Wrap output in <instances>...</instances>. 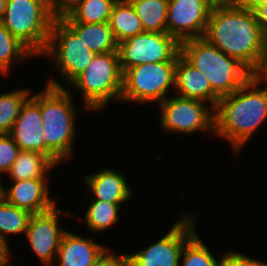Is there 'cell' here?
<instances>
[{"label": "cell", "mask_w": 267, "mask_h": 266, "mask_svg": "<svg viewBox=\"0 0 267 266\" xmlns=\"http://www.w3.org/2000/svg\"><path fill=\"white\" fill-rule=\"evenodd\" d=\"M141 19L145 32H167L169 0H128Z\"/></svg>", "instance_id": "cell-22"}, {"label": "cell", "mask_w": 267, "mask_h": 266, "mask_svg": "<svg viewBox=\"0 0 267 266\" xmlns=\"http://www.w3.org/2000/svg\"><path fill=\"white\" fill-rule=\"evenodd\" d=\"M181 55L208 79L220 98L237 91L251 78V71L245 65L204 37L182 42Z\"/></svg>", "instance_id": "cell-4"}, {"label": "cell", "mask_w": 267, "mask_h": 266, "mask_svg": "<svg viewBox=\"0 0 267 266\" xmlns=\"http://www.w3.org/2000/svg\"><path fill=\"white\" fill-rule=\"evenodd\" d=\"M122 72L139 64L177 61L181 43L167 32H143L118 43Z\"/></svg>", "instance_id": "cell-9"}, {"label": "cell", "mask_w": 267, "mask_h": 266, "mask_svg": "<svg viewBox=\"0 0 267 266\" xmlns=\"http://www.w3.org/2000/svg\"><path fill=\"white\" fill-rule=\"evenodd\" d=\"M91 202L85 213V221L89 229L101 232L119 220L118 211L122 203H111L97 199H92Z\"/></svg>", "instance_id": "cell-27"}, {"label": "cell", "mask_w": 267, "mask_h": 266, "mask_svg": "<svg viewBox=\"0 0 267 266\" xmlns=\"http://www.w3.org/2000/svg\"><path fill=\"white\" fill-rule=\"evenodd\" d=\"M96 54H104L118 50V43L108 22L79 23L65 22Z\"/></svg>", "instance_id": "cell-19"}, {"label": "cell", "mask_w": 267, "mask_h": 266, "mask_svg": "<svg viewBox=\"0 0 267 266\" xmlns=\"http://www.w3.org/2000/svg\"><path fill=\"white\" fill-rule=\"evenodd\" d=\"M70 84L80 89L85 109L99 111L110 100H121L123 72L118 51L96 54L87 68Z\"/></svg>", "instance_id": "cell-5"}, {"label": "cell", "mask_w": 267, "mask_h": 266, "mask_svg": "<svg viewBox=\"0 0 267 266\" xmlns=\"http://www.w3.org/2000/svg\"><path fill=\"white\" fill-rule=\"evenodd\" d=\"M41 55L53 58L60 74L71 83L87 68L96 53L63 20H54L47 47Z\"/></svg>", "instance_id": "cell-8"}, {"label": "cell", "mask_w": 267, "mask_h": 266, "mask_svg": "<svg viewBox=\"0 0 267 266\" xmlns=\"http://www.w3.org/2000/svg\"><path fill=\"white\" fill-rule=\"evenodd\" d=\"M20 149L10 134H0V174L8 173Z\"/></svg>", "instance_id": "cell-29"}, {"label": "cell", "mask_w": 267, "mask_h": 266, "mask_svg": "<svg viewBox=\"0 0 267 266\" xmlns=\"http://www.w3.org/2000/svg\"><path fill=\"white\" fill-rule=\"evenodd\" d=\"M59 213H62V210L57 209L55 205L49 211L32 214L26 230L25 235L32 251L45 266H49L54 258H57L61 239L66 232L58 225Z\"/></svg>", "instance_id": "cell-13"}, {"label": "cell", "mask_w": 267, "mask_h": 266, "mask_svg": "<svg viewBox=\"0 0 267 266\" xmlns=\"http://www.w3.org/2000/svg\"><path fill=\"white\" fill-rule=\"evenodd\" d=\"M183 257V258H182ZM180 259L182 266H220L208 247L195 233L184 245Z\"/></svg>", "instance_id": "cell-28"}, {"label": "cell", "mask_w": 267, "mask_h": 266, "mask_svg": "<svg viewBox=\"0 0 267 266\" xmlns=\"http://www.w3.org/2000/svg\"><path fill=\"white\" fill-rule=\"evenodd\" d=\"M33 53L0 22V72L8 74L11 63L33 57Z\"/></svg>", "instance_id": "cell-25"}, {"label": "cell", "mask_w": 267, "mask_h": 266, "mask_svg": "<svg viewBox=\"0 0 267 266\" xmlns=\"http://www.w3.org/2000/svg\"><path fill=\"white\" fill-rule=\"evenodd\" d=\"M215 0H169L167 33L180 43L204 37Z\"/></svg>", "instance_id": "cell-12"}, {"label": "cell", "mask_w": 267, "mask_h": 266, "mask_svg": "<svg viewBox=\"0 0 267 266\" xmlns=\"http://www.w3.org/2000/svg\"><path fill=\"white\" fill-rule=\"evenodd\" d=\"M264 35L267 34V0H255L251 4Z\"/></svg>", "instance_id": "cell-33"}, {"label": "cell", "mask_w": 267, "mask_h": 266, "mask_svg": "<svg viewBox=\"0 0 267 266\" xmlns=\"http://www.w3.org/2000/svg\"><path fill=\"white\" fill-rule=\"evenodd\" d=\"M50 80L40 92V112L45 140V155L56 165L73 155L75 108L71 93Z\"/></svg>", "instance_id": "cell-3"}, {"label": "cell", "mask_w": 267, "mask_h": 266, "mask_svg": "<svg viewBox=\"0 0 267 266\" xmlns=\"http://www.w3.org/2000/svg\"><path fill=\"white\" fill-rule=\"evenodd\" d=\"M46 6L54 20H62L69 16L81 0H45Z\"/></svg>", "instance_id": "cell-30"}, {"label": "cell", "mask_w": 267, "mask_h": 266, "mask_svg": "<svg viewBox=\"0 0 267 266\" xmlns=\"http://www.w3.org/2000/svg\"><path fill=\"white\" fill-rule=\"evenodd\" d=\"M220 266H267V263L255 260L242 253L231 251L222 257Z\"/></svg>", "instance_id": "cell-31"}, {"label": "cell", "mask_w": 267, "mask_h": 266, "mask_svg": "<svg viewBox=\"0 0 267 266\" xmlns=\"http://www.w3.org/2000/svg\"><path fill=\"white\" fill-rule=\"evenodd\" d=\"M263 36L250 4L223 1L214 4L204 38L252 71L261 56Z\"/></svg>", "instance_id": "cell-1"}, {"label": "cell", "mask_w": 267, "mask_h": 266, "mask_svg": "<svg viewBox=\"0 0 267 266\" xmlns=\"http://www.w3.org/2000/svg\"><path fill=\"white\" fill-rule=\"evenodd\" d=\"M108 23L117 43L145 32L141 19L128 0H117L112 8Z\"/></svg>", "instance_id": "cell-20"}, {"label": "cell", "mask_w": 267, "mask_h": 266, "mask_svg": "<svg viewBox=\"0 0 267 266\" xmlns=\"http://www.w3.org/2000/svg\"><path fill=\"white\" fill-rule=\"evenodd\" d=\"M256 85L251 77L237 91L221 97L214 109V134L226 138L235 152L267 119V86Z\"/></svg>", "instance_id": "cell-2"}, {"label": "cell", "mask_w": 267, "mask_h": 266, "mask_svg": "<svg viewBox=\"0 0 267 266\" xmlns=\"http://www.w3.org/2000/svg\"><path fill=\"white\" fill-rule=\"evenodd\" d=\"M110 250L93 239L65 232L58 249L59 266H97Z\"/></svg>", "instance_id": "cell-16"}, {"label": "cell", "mask_w": 267, "mask_h": 266, "mask_svg": "<svg viewBox=\"0 0 267 266\" xmlns=\"http://www.w3.org/2000/svg\"><path fill=\"white\" fill-rule=\"evenodd\" d=\"M9 256H10V253L0 260V266H12L13 265L12 263H9L8 261L10 258Z\"/></svg>", "instance_id": "cell-36"}, {"label": "cell", "mask_w": 267, "mask_h": 266, "mask_svg": "<svg viewBox=\"0 0 267 266\" xmlns=\"http://www.w3.org/2000/svg\"><path fill=\"white\" fill-rule=\"evenodd\" d=\"M56 164L45 154L20 150L8 174L12 181L45 178L47 171Z\"/></svg>", "instance_id": "cell-21"}, {"label": "cell", "mask_w": 267, "mask_h": 266, "mask_svg": "<svg viewBox=\"0 0 267 266\" xmlns=\"http://www.w3.org/2000/svg\"><path fill=\"white\" fill-rule=\"evenodd\" d=\"M30 96L23 104L10 135L20 150L45 154L40 92Z\"/></svg>", "instance_id": "cell-14"}, {"label": "cell", "mask_w": 267, "mask_h": 266, "mask_svg": "<svg viewBox=\"0 0 267 266\" xmlns=\"http://www.w3.org/2000/svg\"><path fill=\"white\" fill-rule=\"evenodd\" d=\"M251 77L260 85L267 83V34L263 36L262 51L258 64L251 71Z\"/></svg>", "instance_id": "cell-32"}, {"label": "cell", "mask_w": 267, "mask_h": 266, "mask_svg": "<svg viewBox=\"0 0 267 266\" xmlns=\"http://www.w3.org/2000/svg\"><path fill=\"white\" fill-rule=\"evenodd\" d=\"M45 180V178H35L12 181L13 185L8 190L2 185L0 195L8 203L31 214L43 213L56 205L49 196Z\"/></svg>", "instance_id": "cell-15"}, {"label": "cell", "mask_w": 267, "mask_h": 266, "mask_svg": "<svg viewBox=\"0 0 267 266\" xmlns=\"http://www.w3.org/2000/svg\"><path fill=\"white\" fill-rule=\"evenodd\" d=\"M53 21L45 0H15L7 1L1 23L34 56H41L47 47Z\"/></svg>", "instance_id": "cell-6"}, {"label": "cell", "mask_w": 267, "mask_h": 266, "mask_svg": "<svg viewBox=\"0 0 267 266\" xmlns=\"http://www.w3.org/2000/svg\"><path fill=\"white\" fill-rule=\"evenodd\" d=\"M236 2L244 3V4H251L255 0H235Z\"/></svg>", "instance_id": "cell-38"}, {"label": "cell", "mask_w": 267, "mask_h": 266, "mask_svg": "<svg viewBox=\"0 0 267 266\" xmlns=\"http://www.w3.org/2000/svg\"><path fill=\"white\" fill-rule=\"evenodd\" d=\"M8 254H0V260L3 259Z\"/></svg>", "instance_id": "cell-40"}, {"label": "cell", "mask_w": 267, "mask_h": 266, "mask_svg": "<svg viewBox=\"0 0 267 266\" xmlns=\"http://www.w3.org/2000/svg\"><path fill=\"white\" fill-rule=\"evenodd\" d=\"M1 179V178H0ZM2 182H1V180H0V192H1V188H2V184H1Z\"/></svg>", "instance_id": "cell-41"}, {"label": "cell", "mask_w": 267, "mask_h": 266, "mask_svg": "<svg viewBox=\"0 0 267 266\" xmlns=\"http://www.w3.org/2000/svg\"><path fill=\"white\" fill-rule=\"evenodd\" d=\"M216 2H223V1H235V0H215Z\"/></svg>", "instance_id": "cell-39"}, {"label": "cell", "mask_w": 267, "mask_h": 266, "mask_svg": "<svg viewBox=\"0 0 267 266\" xmlns=\"http://www.w3.org/2000/svg\"><path fill=\"white\" fill-rule=\"evenodd\" d=\"M160 123L164 131L191 134L199 130L214 132V109L205 102L180 96L167 97L159 103ZM211 112V114H210Z\"/></svg>", "instance_id": "cell-10"}, {"label": "cell", "mask_w": 267, "mask_h": 266, "mask_svg": "<svg viewBox=\"0 0 267 266\" xmlns=\"http://www.w3.org/2000/svg\"><path fill=\"white\" fill-rule=\"evenodd\" d=\"M31 213L8 203L0 195V242L9 250L7 234H26Z\"/></svg>", "instance_id": "cell-23"}, {"label": "cell", "mask_w": 267, "mask_h": 266, "mask_svg": "<svg viewBox=\"0 0 267 266\" xmlns=\"http://www.w3.org/2000/svg\"><path fill=\"white\" fill-rule=\"evenodd\" d=\"M177 61L139 64L123 72L121 101L161 103L168 89L175 87Z\"/></svg>", "instance_id": "cell-7"}, {"label": "cell", "mask_w": 267, "mask_h": 266, "mask_svg": "<svg viewBox=\"0 0 267 266\" xmlns=\"http://www.w3.org/2000/svg\"><path fill=\"white\" fill-rule=\"evenodd\" d=\"M11 251L5 248V246L0 242V254H9Z\"/></svg>", "instance_id": "cell-37"}, {"label": "cell", "mask_w": 267, "mask_h": 266, "mask_svg": "<svg viewBox=\"0 0 267 266\" xmlns=\"http://www.w3.org/2000/svg\"><path fill=\"white\" fill-rule=\"evenodd\" d=\"M30 93L29 89H17L0 95V134H10Z\"/></svg>", "instance_id": "cell-26"}, {"label": "cell", "mask_w": 267, "mask_h": 266, "mask_svg": "<svg viewBox=\"0 0 267 266\" xmlns=\"http://www.w3.org/2000/svg\"><path fill=\"white\" fill-rule=\"evenodd\" d=\"M84 181L97 200L124 203L132 195L125 176L114 169L108 168L89 174Z\"/></svg>", "instance_id": "cell-18"}, {"label": "cell", "mask_w": 267, "mask_h": 266, "mask_svg": "<svg viewBox=\"0 0 267 266\" xmlns=\"http://www.w3.org/2000/svg\"><path fill=\"white\" fill-rule=\"evenodd\" d=\"M177 96L209 101L215 109L220 97L212 90L208 79L181 54L175 68V88Z\"/></svg>", "instance_id": "cell-17"}, {"label": "cell", "mask_w": 267, "mask_h": 266, "mask_svg": "<svg viewBox=\"0 0 267 266\" xmlns=\"http://www.w3.org/2000/svg\"><path fill=\"white\" fill-rule=\"evenodd\" d=\"M117 0H81L64 22L102 23L108 22Z\"/></svg>", "instance_id": "cell-24"}, {"label": "cell", "mask_w": 267, "mask_h": 266, "mask_svg": "<svg viewBox=\"0 0 267 266\" xmlns=\"http://www.w3.org/2000/svg\"><path fill=\"white\" fill-rule=\"evenodd\" d=\"M6 4H7L6 0H0V22L4 16Z\"/></svg>", "instance_id": "cell-35"}, {"label": "cell", "mask_w": 267, "mask_h": 266, "mask_svg": "<svg viewBox=\"0 0 267 266\" xmlns=\"http://www.w3.org/2000/svg\"><path fill=\"white\" fill-rule=\"evenodd\" d=\"M185 215L159 241L137 253L125 254L128 266H179L185 243L196 233L194 219Z\"/></svg>", "instance_id": "cell-11"}, {"label": "cell", "mask_w": 267, "mask_h": 266, "mask_svg": "<svg viewBox=\"0 0 267 266\" xmlns=\"http://www.w3.org/2000/svg\"><path fill=\"white\" fill-rule=\"evenodd\" d=\"M97 266H128L126 255L108 254Z\"/></svg>", "instance_id": "cell-34"}]
</instances>
